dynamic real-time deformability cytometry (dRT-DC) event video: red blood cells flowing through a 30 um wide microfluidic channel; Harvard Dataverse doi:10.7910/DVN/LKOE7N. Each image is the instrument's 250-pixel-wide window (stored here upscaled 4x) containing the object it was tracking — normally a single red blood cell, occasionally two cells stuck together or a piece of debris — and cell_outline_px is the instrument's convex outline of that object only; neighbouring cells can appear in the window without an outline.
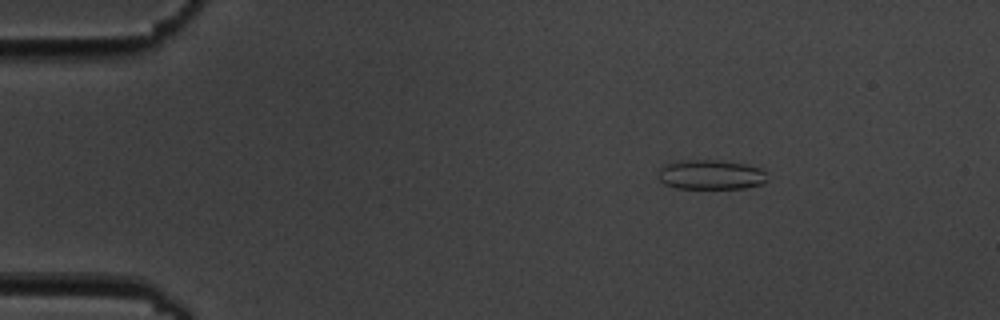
{"species": "common noctule bat (a hibernating species)", "species_latin": "Nyctalus noctula", "temperature_condition": "cold", "stored_images_in_passage": 8, "camera_frame_rate_fps": 3000, "um_per_image_px": 0.085, "animal": {"sex": "male", "body_mass_g": 19.5, "forearm_length_mm": 54.6}, "frame": {"image": 1, "passage_image": 3, "time_ms": 2.333, "image_size_px": [1000, 320], "cell_outline_px": [[768, 180], [764, 184], [744, 188], [676, 188], [664, 184], [656, 176], [660, 168], [664, 164], [680, 160], [716, 160], [744, 164], [760, 168], [764, 172]], "centroid_in_image_um": [60.38, 14.85], "position_along_channel_um": 24.6, "area_um2": 18.96}}
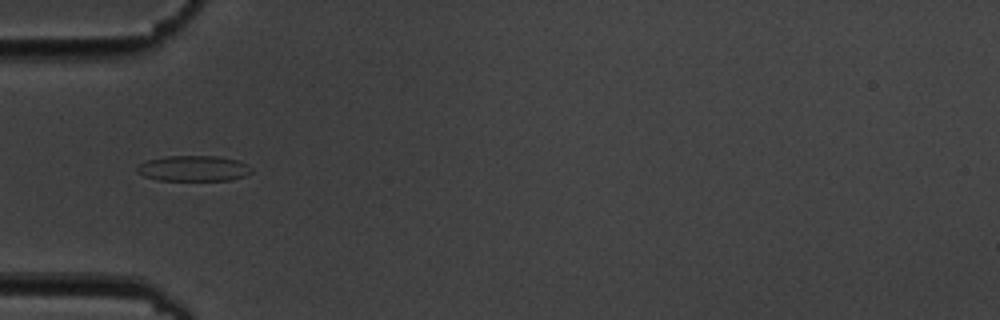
{"frame": {"image": 2, "passage_image": 6, "time_ms": 5.667, "image_size_px": [1000, 320], "cell_outline_px": [[252, 172], [244, 176], [232, 180], [160, 180], [144, 176], [136, 172], [136, 168], [140, 164], [148, 160], [164, 156], [216, 156], [240, 160], [248, 164], [252, 168]], "centroid_in_image_um": [16.48, 14.31], "position_along_channel_um": 68.5, "area_um2": 17.17}}
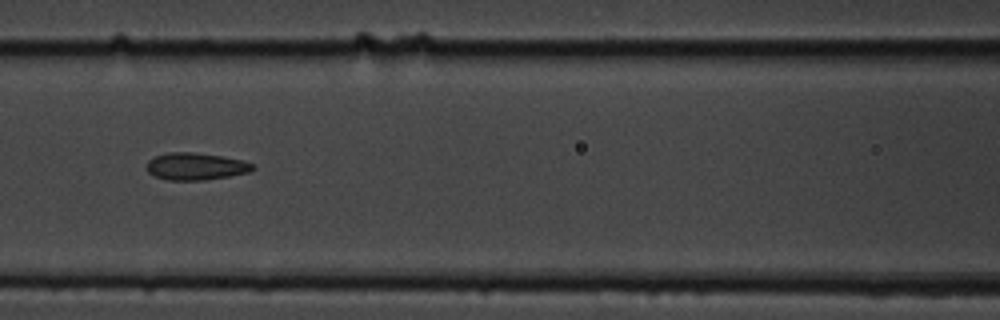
{"frame": {"image": 3, "passage_image": 8, "time_ms": 8.0, "image_size_px": [1000, 320], "cell_outline_px": [[256, 168], [248, 172], [228, 176], [204, 180], [168, 180], [156, 176], [148, 172], [148, 160], [156, 156], [168, 152], [192, 152], [224, 156], [256, 164]], "centroid_in_image_um": [16.67, 14.13], "position_along_channel_um": 149.9, "area_um2": 16.7}}